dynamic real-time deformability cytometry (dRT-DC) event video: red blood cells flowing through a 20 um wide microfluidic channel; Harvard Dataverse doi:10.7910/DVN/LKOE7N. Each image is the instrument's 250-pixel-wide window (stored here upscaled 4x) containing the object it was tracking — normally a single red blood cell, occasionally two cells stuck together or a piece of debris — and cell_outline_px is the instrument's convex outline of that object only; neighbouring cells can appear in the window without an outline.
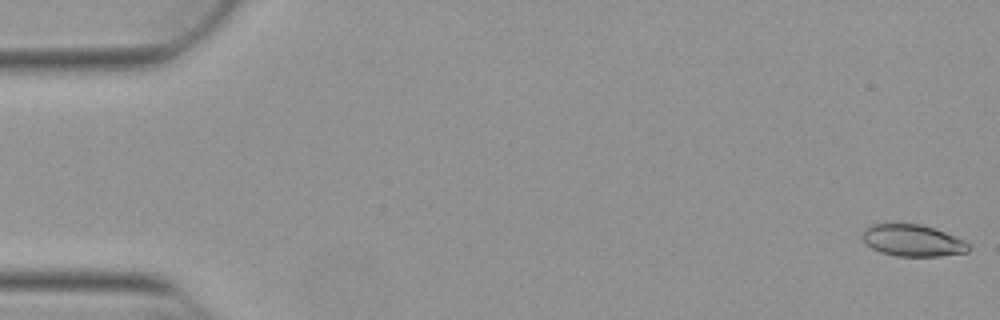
{"species": "Egyptian fruit bat (a non-hibernating species)", "species_latin": "Rousettus aegyptiacus", "temperature_condition": "warm", "stored_images_in_passage": 54, "camera_frame_rate_fps": 3000, "um_per_image_px": 0.085, "animal": {"sex": "female"}, "frame": {"image": 1, "passage_image": 1, "time_ms": 0.0, "image_size_px": [1000, 320], "cell_outline_px": [[972, 248], [968, 252], [940, 256], [896, 256], [880, 252], [872, 248], [860, 236], [864, 228], [872, 224], [920, 224], [944, 232], [964, 240]], "centroid_in_image_um": [77.57, 20.45], "position_along_channel_um": 7.4, "area_um2": 19.59}}
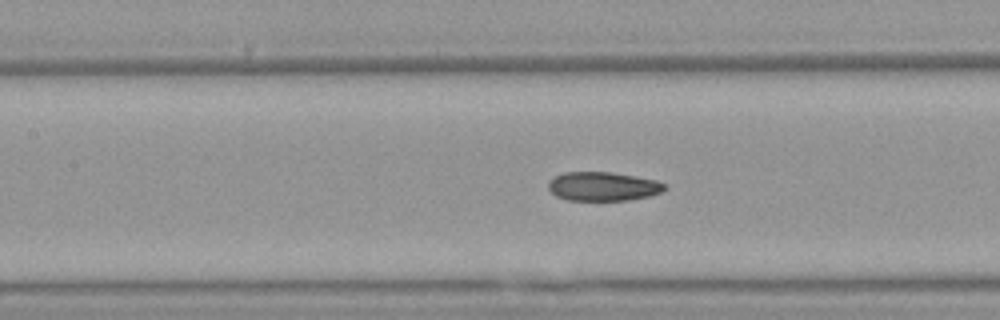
{"frame": {"image": 2, "passage_image": 24, "time_ms": 7.667, "image_size_px": [1000, 320], "cell_outline_px": [[668, 188], [660, 192], [648, 196], [628, 200], [568, 200], [556, 196], [548, 188], [548, 180], [564, 172], [612, 172], [636, 176], [656, 180], [664, 184]], "centroid_in_image_um": [51.24, 15.84], "position_along_channel_um": 156.2, "area_um2": 19.59}}
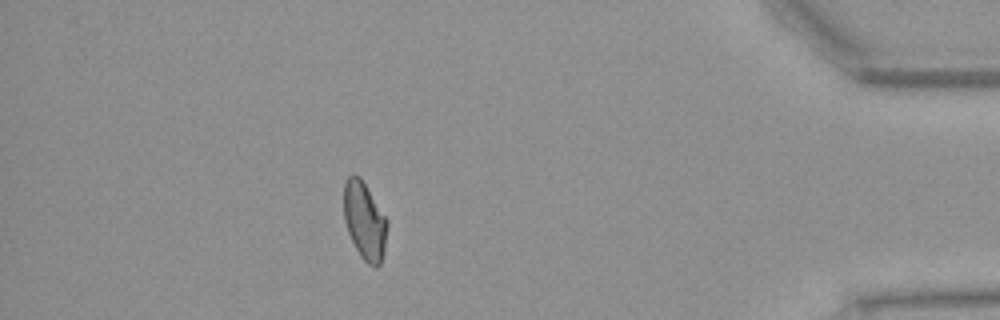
{"frame": {"image": 3, "passage_image": 47, "time_ms": 15.333, "image_size_px": [1000, 320], "cell_outline_px": [[388, 224], [384, 248], [380, 264], [376, 268], [368, 264], [360, 256], [348, 232], [344, 220], [344, 184], [348, 176], [360, 176], [388, 220]], "centroid_in_image_um": [30.99, 18.77], "position_along_channel_um": 404.2, "area_um2": 19.48}, "authors_computed_cell_mechanics": {"area_um2": 20.0855, "velocity_mm_per_s": 3.8626, "shape_relaxation_time_tau1_ms": null, "shape_relaxation_time_tau2_ms": 2.1648, "deformation_change_tau1": null, "deformation_change_tau2": 0.0781}}